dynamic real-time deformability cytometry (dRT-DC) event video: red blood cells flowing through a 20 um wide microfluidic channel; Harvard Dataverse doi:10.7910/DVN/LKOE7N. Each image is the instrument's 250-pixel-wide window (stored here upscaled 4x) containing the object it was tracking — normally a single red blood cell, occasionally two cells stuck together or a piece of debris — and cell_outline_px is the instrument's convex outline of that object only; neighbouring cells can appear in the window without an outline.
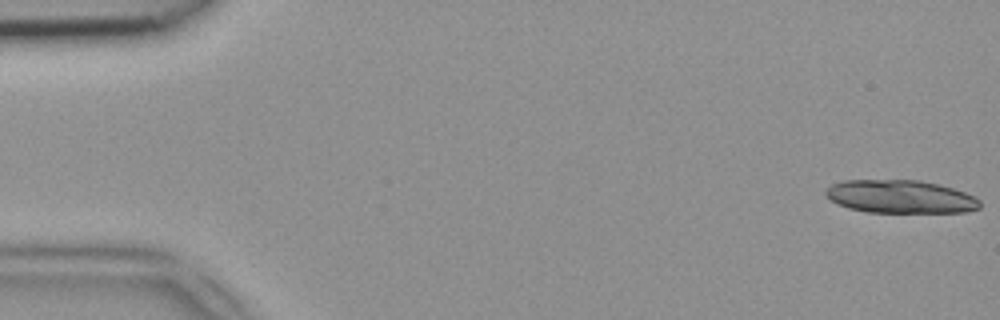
{"species": "common noctule bat (a hibernating species)", "species_latin": "Nyctalus noctula", "temperature_condition": "room temperature", "stored_images_in_passage": 18, "camera_frame_rate_fps": 3000, "um_per_image_px": 0.085, "animal": {"sex": "female", "body_mass_g": 18.4}, "frame": {"image": 1, "passage_image": 1, "time_ms": 0.0, "image_size_px": [1000, 320], "cell_outline_px": [[980, 208], [964, 212], [868, 212], [848, 208], [836, 204], [824, 192], [832, 184], [844, 180], [920, 180], [940, 184], [964, 192], [980, 200]], "centroid_in_image_um": [76.53, 16.71], "position_along_channel_um": 8.5, "area_um2": 29.65}}